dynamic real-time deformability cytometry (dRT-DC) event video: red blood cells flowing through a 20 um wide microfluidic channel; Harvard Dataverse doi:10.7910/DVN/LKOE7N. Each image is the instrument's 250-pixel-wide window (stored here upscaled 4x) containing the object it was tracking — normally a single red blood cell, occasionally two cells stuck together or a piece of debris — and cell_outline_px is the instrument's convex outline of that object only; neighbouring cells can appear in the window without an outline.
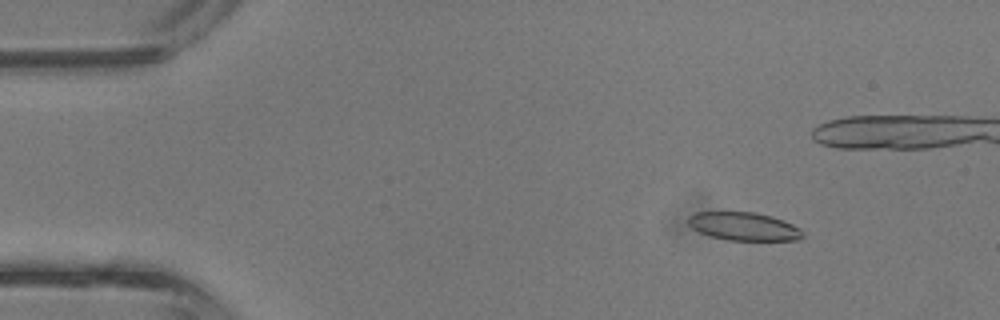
{"species": "common noctule bat (a hibernating species)", "species_latin": "Nyctalus noctula", "temperature_condition": "room temperature", "stored_images_in_passage": 42, "camera_frame_rate_fps": 3000, "um_per_image_px": 0.085, "animal": {"sex": "male", "body_mass_g": 13.3}, "frame": {"image": 1, "passage_image": 4, "time_ms": 1.0, "image_size_px": [1000, 320], "cell_outline_px": [[804, 236], [800, 240], [728, 240], [708, 236], [692, 228], [688, 224], [688, 216], [696, 212], [752, 212], [772, 216], [784, 220], [800, 228], [804, 232]], "centroid_in_image_um": [63.24, 19.25], "position_along_channel_um": 21.8, "area_um2": 18.96}}
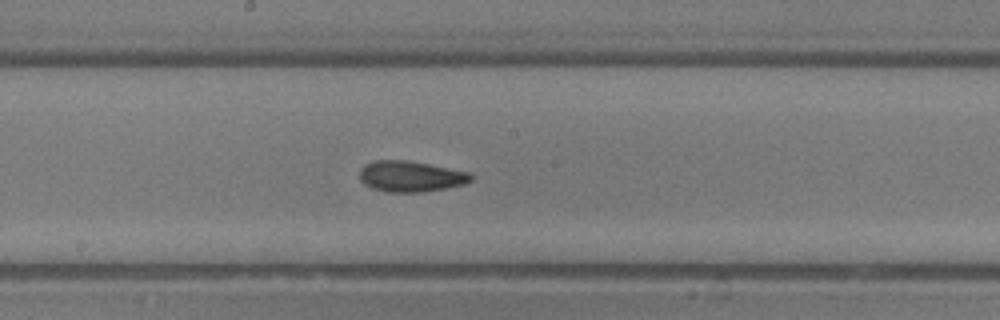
{"frame": {"image": 2, "passage_image": 21, "time_ms": 6.667, "image_size_px": [1000, 320], "cell_outline_px": [[472, 180], [464, 184], [444, 188], [420, 192], [388, 192], [372, 188], [364, 184], [360, 180], [360, 168], [364, 164], [372, 160], [408, 160], [468, 172], [472, 176]], "centroid_in_image_um": [34.85, 14.98], "position_along_channel_um": 213.4, "area_um2": 19.94}}
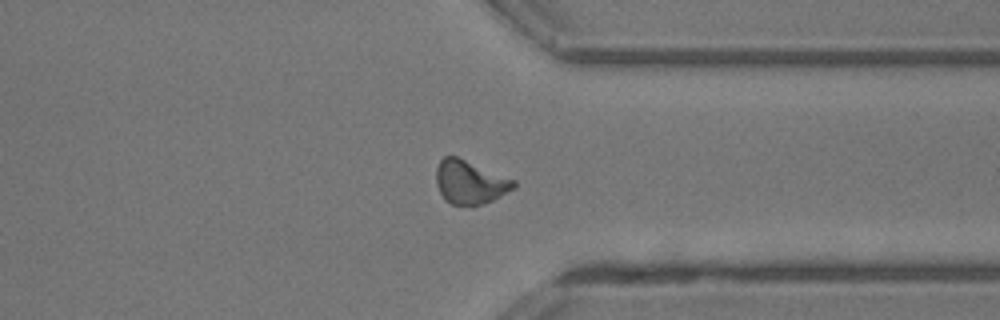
{"frame": {"image": 3, "passage_image": 31, "time_ms": 10.0, "image_size_px": [1000, 320], "cell_outline_px": [[516, 184], [512, 188], [492, 200], [472, 208], [452, 204], [440, 192], [436, 184], [436, 168], [440, 160], [444, 156], [456, 156], [516, 180]], "centroid_in_image_um": [39.92, 15.49], "position_along_channel_um": 371.5, "area_um2": 19.59}, "authors_computed_cell_mechanics": {"area_um2": 19.4497, "velocity_mm_per_s": 4.8187, "shape_relaxation_time_tau1_ms": 2.1629, "shape_relaxation_time_tau2_ms": 2.22, "deformation_change_tau1": 0.1162, "deformation_change_tau2": 0.0855}}